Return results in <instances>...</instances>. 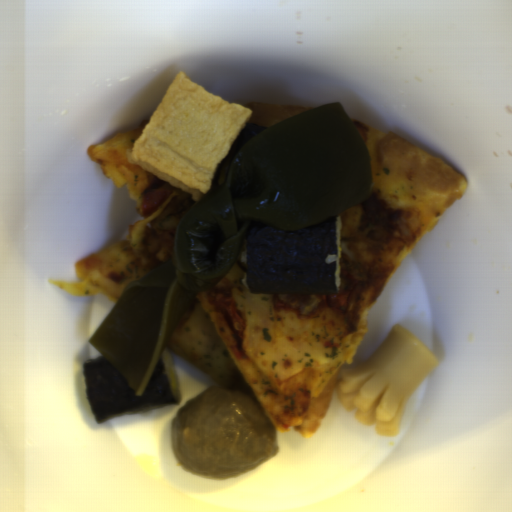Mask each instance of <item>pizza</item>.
<instances>
[{
    "label": "pizza",
    "instance_id": "pizza-1",
    "mask_svg": "<svg viewBox=\"0 0 512 512\" xmlns=\"http://www.w3.org/2000/svg\"><path fill=\"white\" fill-rule=\"evenodd\" d=\"M369 154L370 199L339 217L340 254L361 264L368 279L354 318L328 305L308 315L278 299L250 293L243 279L244 236L238 256L214 285L231 287L243 323L239 349L217 323L208 290L179 319L166 348L231 390L256 398L270 424L308 438L321 427L342 371L368 330L369 311L392 275L431 227L464 195L463 174L395 132L349 117Z\"/></svg>",
    "mask_w": 512,
    "mask_h": 512
},
{
    "label": "pizza",
    "instance_id": "pizza-2",
    "mask_svg": "<svg viewBox=\"0 0 512 512\" xmlns=\"http://www.w3.org/2000/svg\"><path fill=\"white\" fill-rule=\"evenodd\" d=\"M151 119V118H150ZM150 119L119 132L111 138L89 145L86 152L92 163H97L105 176L117 187L125 188L135 201L140 219L129 226L126 239L112 244L75 262L79 282L47 280L71 295H102L117 304L129 282L138 281L163 263L146 249L147 237L158 216L175 197H186L193 206L199 202L182 188L171 185L153 173L132 163L128 156ZM172 189L171 197L152 215L143 216L141 200L147 191Z\"/></svg>",
    "mask_w": 512,
    "mask_h": 512
},
{
    "label": "pizza",
    "instance_id": "pizza-3",
    "mask_svg": "<svg viewBox=\"0 0 512 512\" xmlns=\"http://www.w3.org/2000/svg\"><path fill=\"white\" fill-rule=\"evenodd\" d=\"M241 106L250 108L252 115L231 145L228 154L219 162L208 193L214 188L215 184L225 182L231 161L247 141L286 118L314 109L312 107L283 106L257 102Z\"/></svg>",
    "mask_w": 512,
    "mask_h": 512
}]
</instances>
